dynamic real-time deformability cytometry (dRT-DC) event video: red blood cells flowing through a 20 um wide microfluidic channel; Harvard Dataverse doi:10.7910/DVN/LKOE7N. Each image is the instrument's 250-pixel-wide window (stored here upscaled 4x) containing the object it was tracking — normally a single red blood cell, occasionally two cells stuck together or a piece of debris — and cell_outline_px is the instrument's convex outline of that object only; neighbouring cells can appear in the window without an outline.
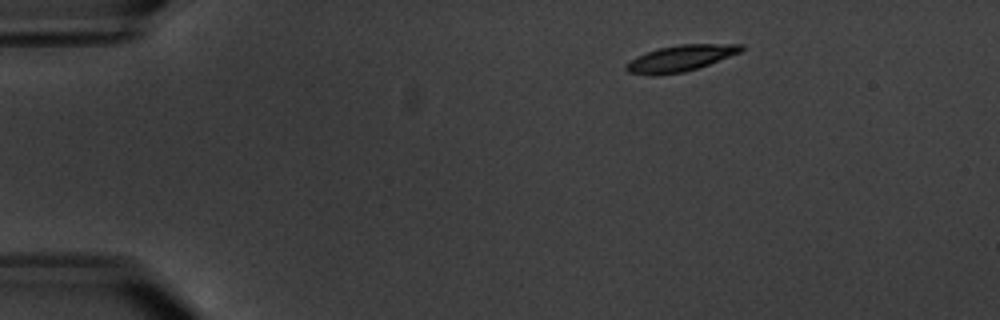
{"species": "common noctule bat (a hibernating species)", "species_latin": "Nyctalus noctula", "temperature_condition": "warm", "stored_images_in_passage": 4, "camera_frame_rate_fps": 3000, "um_per_image_px": 0.085, "animal": {"sex": "male", "body_mass_g": 20.1, "forearm_length_mm": 53.5}, "frame": {"image": 1, "passage_image": 2, "time_ms": 1.0, "image_size_px": [1000, 320], "cell_outline_px": [[744, 48], [740, 52], [708, 64], [684, 72], [652, 76], [628, 72], [624, 68], [636, 56], [660, 48], [680, 44], [744, 44]], "centroid_in_image_um": [57.83, 4.95], "position_along_channel_um": 27.2, "area_um2": 17.22}}